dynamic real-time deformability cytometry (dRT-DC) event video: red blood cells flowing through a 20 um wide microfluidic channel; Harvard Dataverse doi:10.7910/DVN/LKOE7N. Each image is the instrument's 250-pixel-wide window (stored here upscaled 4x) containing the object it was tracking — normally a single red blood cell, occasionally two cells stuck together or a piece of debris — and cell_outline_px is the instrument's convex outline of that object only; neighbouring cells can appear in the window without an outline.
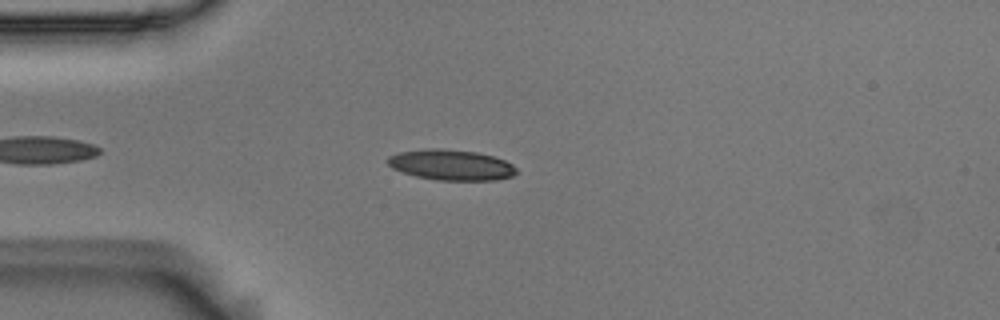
{"species": "Egyptian fruit bat (a non-hibernating species)", "species_latin": "Rousettus aegyptiacus", "temperature_condition": "room temperature", "stored_images_in_passage": 8, "camera_frame_rate_fps": 3000, "um_per_image_px": 0.085, "animal": {"sex": "male"}, "frame": {"image": 1, "passage_image": 5, "time_ms": 1.333, "image_size_px": [1000, 320], "cell_outline_px": [[516, 172], [512, 176], [496, 180], [436, 180], [416, 176], [392, 168], [388, 164], [388, 156], [400, 152], [424, 148], [440, 148], [476, 152], [492, 156], [504, 160], [512, 164], [516, 168]], "centroid_in_image_um": [38.34, 14.01], "position_along_channel_um": 46.7, "area_um2": 22.83}}
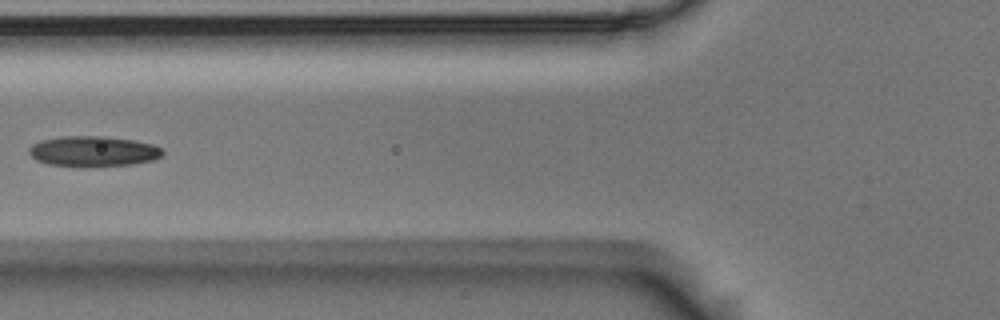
{"frame": {"image": 2, "passage_image": 7, "time_ms": 2.0, "image_size_px": [1000, 320], "cell_outline_px": [[164, 152], [160, 156], [152, 160], [132, 164], [88, 168], [80, 168], [48, 164], [36, 160], [28, 152], [28, 148], [32, 144], [40, 140], [60, 136], [104, 136], [132, 140], [152, 144], [160, 148]], "centroid_in_image_um": [7.86, 12.88], "position_along_channel_um": 117.9, "area_um2": 24.1}}
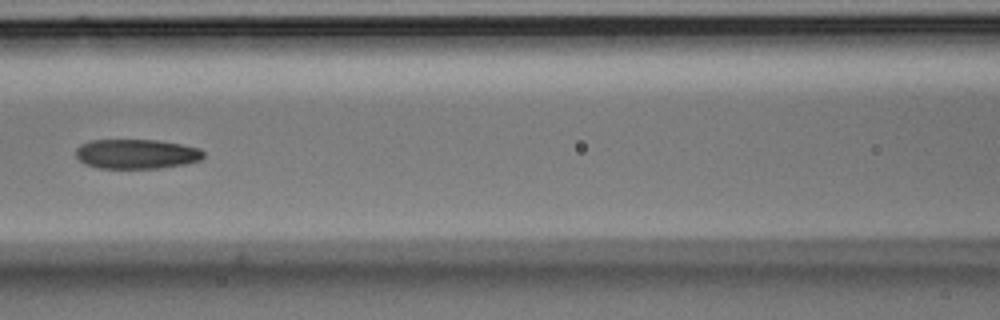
{"frame": {"image": 3, "passage_image": 8, "time_ms": 2.333, "image_size_px": [1000, 320], "cell_outline_px": [[204, 156], [200, 160], [184, 164], [160, 168], [100, 168], [84, 164], [76, 156], [76, 148], [80, 144], [92, 140], [156, 140], [180, 144], [200, 148], [204, 152]], "centroid_in_image_um": [11.59, 13.08], "position_along_channel_um": 155.0, "area_um2": 22.02}}